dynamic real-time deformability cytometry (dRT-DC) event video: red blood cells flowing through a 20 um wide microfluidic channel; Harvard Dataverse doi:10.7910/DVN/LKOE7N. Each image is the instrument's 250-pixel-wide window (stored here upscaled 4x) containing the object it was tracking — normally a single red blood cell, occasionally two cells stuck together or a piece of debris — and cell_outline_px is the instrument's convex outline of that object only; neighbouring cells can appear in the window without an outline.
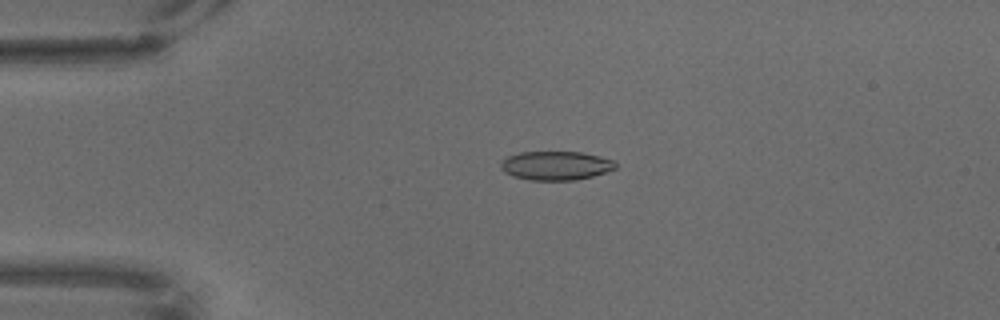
{"species": "common noctule bat (a hibernating species)", "species_latin": "Nyctalus noctula", "temperature_condition": "warm", "stored_images_in_passage": 19, "camera_frame_rate_fps": 3000, "um_per_image_px": 0.085, "animal": {"sex": "male", "body_mass_g": 18.8}, "frame": {"image": 1, "passage_image": 16, "time_ms": 5.0, "image_size_px": [1000, 320], "cell_outline_px": [[616, 168], [592, 176], [576, 180], [532, 180], [512, 176], [504, 172], [500, 168], [500, 160], [508, 156], [520, 152], [580, 152], [600, 156], [612, 160], [616, 164]], "centroid_in_image_um": [47.2, 14.07], "position_along_channel_um": 37.8, "area_um2": 19.31}}